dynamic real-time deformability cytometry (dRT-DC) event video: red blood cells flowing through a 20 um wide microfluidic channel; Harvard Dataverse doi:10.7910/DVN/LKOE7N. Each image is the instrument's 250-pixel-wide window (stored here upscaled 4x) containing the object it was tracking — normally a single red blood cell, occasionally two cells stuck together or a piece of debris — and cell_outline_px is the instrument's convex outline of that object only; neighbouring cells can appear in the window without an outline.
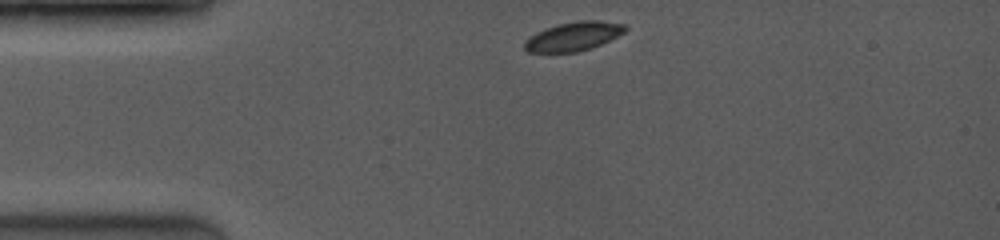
{"species": "common noctule bat (a hibernating species)", "species_latin": "Nyctalus noctula", "temperature_condition": "room temperature", "stored_images_in_passage": 2, "camera_frame_rate_fps": 3500, "um_per_image_px": 0.085, "animal": {"sex": "female", "body_mass_g": 19.0, "forearm_length_mm": 53.3}, "frame": {"image": 1, "passage_image": 1, "time_ms": 0.0, "image_size_px": [1000, 240], "cell_outline_px": [[628, 28], [624, 32], [600, 44], [576, 52], [528, 52], [524, 48], [524, 40], [536, 32], [560, 24], [580, 20], [596, 20], [624, 24]], "centroid_in_image_um": [48.72, 3.09], "position_along_channel_um": 36.3, "area_um2": 16.59}}